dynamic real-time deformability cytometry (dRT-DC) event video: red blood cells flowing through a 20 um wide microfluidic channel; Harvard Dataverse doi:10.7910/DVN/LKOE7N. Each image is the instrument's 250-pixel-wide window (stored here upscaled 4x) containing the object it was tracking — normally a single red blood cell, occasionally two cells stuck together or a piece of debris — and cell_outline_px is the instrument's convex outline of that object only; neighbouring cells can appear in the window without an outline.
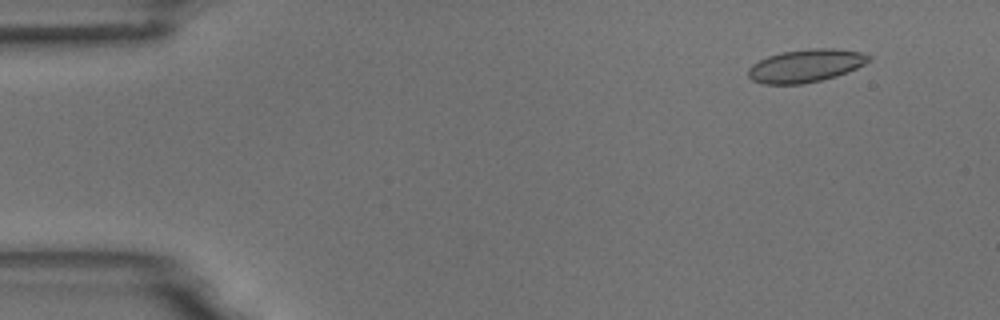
{"species": "common noctule bat (a hibernating species)", "species_latin": "Nyctalus noctula", "temperature_condition": "room temperature", "stored_images_in_passage": 54, "camera_frame_rate_fps": 3000, "um_per_image_px": 0.085, "animal": {"sex": "male", "body_mass_g": 18.8}, "frame": {"image": 1, "passage_image": 5, "time_ms": 1.333, "image_size_px": [1000, 320], "cell_outline_px": [[872, 60], [856, 68], [836, 76], [820, 80], [800, 84], [764, 84], [752, 80], [748, 76], [748, 68], [752, 64], [768, 56], [784, 52], [808, 48], [836, 48], [860, 52], [872, 56]], "centroid_in_image_um": [68.49, 5.58], "position_along_channel_um": 16.5, "area_um2": 23.06}}
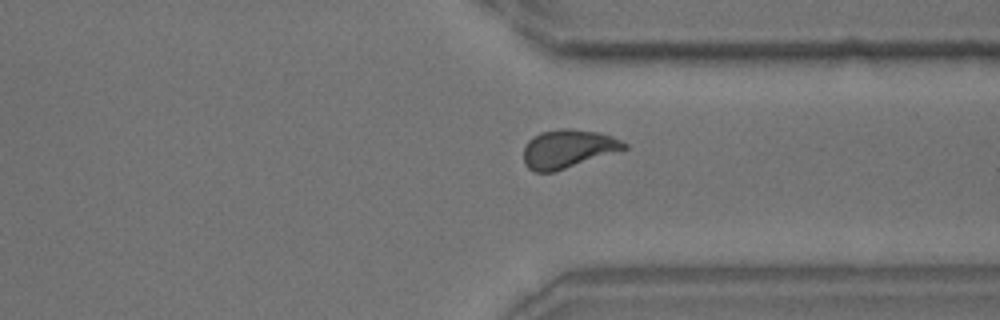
{"frame": {"image": 2, "passage_image": 41, "time_ms": 13.333, "image_size_px": [1000, 320], "cell_outline_px": [[628, 148], [556, 172], [536, 172], [528, 168], [524, 164], [524, 148], [528, 140], [532, 136], [540, 132], [560, 128], [568, 128], [600, 132], [612, 136], [628, 144]], "centroid_in_image_um": [48.27, 12.65], "position_along_channel_um": 363.1, "area_um2": 22.77}}
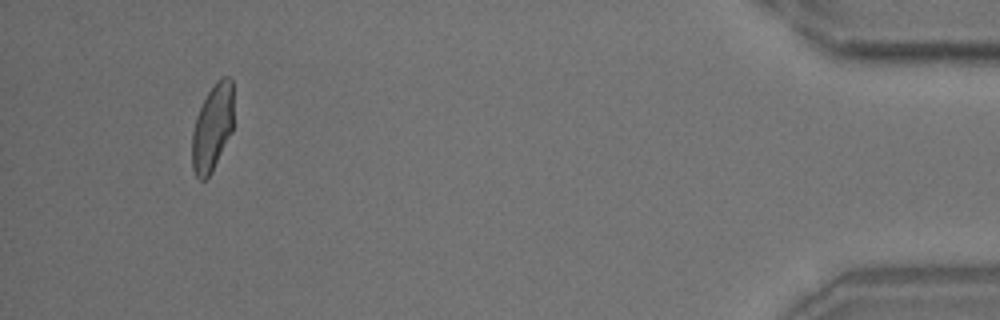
{"frame": {"image": 3, "passage_image": 51, "time_ms": 16.667, "image_size_px": [1000, 320], "cell_outline_px": [[232, 132], [212, 172], [204, 180], [200, 180], [196, 176], [192, 168], [192, 132], [196, 116], [208, 92], [224, 76], [228, 76], [232, 80]], "centroid_in_image_um": [18.04, 10.9], "position_along_channel_um": 417.2, "area_um2": 20.69}, "authors_computed_cell_mechanics": {"area_um2": 22.3108, "velocity_mm_per_s": 3.7124, "shape_relaxation_time_tau1_ms": null, "shape_relaxation_time_tau2_ms": 0.795, "deformation_change_tau1": null, "deformation_change_tau2": 0.0585}}